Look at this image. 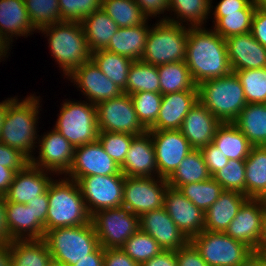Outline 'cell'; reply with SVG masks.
I'll use <instances>...</instances> for the list:
<instances>
[{
	"label": "cell",
	"mask_w": 266,
	"mask_h": 266,
	"mask_svg": "<svg viewBox=\"0 0 266 266\" xmlns=\"http://www.w3.org/2000/svg\"><path fill=\"white\" fill-rule=\"evenodd\" d=\"M185 63L196 85L232 72L225 39L204 26H188Z\"/></svg>",
	"instance_id": "1"
},
{
	"label": "cell",
	"mask_w": 266,
	"mask_h": 266,
	"mask_svg": "<svg viewBox=\"0 0 266 266\" xmlns=\"http://www.w3.org/2000/svg\"><path fill=\"white\" fill-rule=\"evenodd\" d=\"M41 99L34 94L25 99L17 97L7 106L6 115L0 134V141L7 146L16 148L29 159L34 156L38 136L37 120L42 104ZM40 102V103H39ZM40 107V108H39ZM37 130V131H36ZM33 154V155H32Z\"/></svg>",
	"instance_id": "2"
},
{
	"label": "cell",
	"mask_w": 266,
	"mask_h": 266,
	"mask_svg": "<svg viewBox=\"0 0 266 266\" xmlns=\"http://www.w3.org/2000/svg\"><path fill=\"white\" fill-rule=\"evenodd\" d=\"M49 200L48 214L44 235L47 231L58 227H73L91 222L80 188L75 180L55 179L47 188Z\"/></svg>",
	"instance_id": "3"
},
{
	"label": "cell",
	"mask_w": 266,
	"mask_h": 266,
	"mask_svg": "<svg viewBox=\"0 0 266 266\" xmlns=\"http://www.w3.org/2000/svg\"><path fill=\"white\" fill-rule=\"evenodd\" d=\"M48 37L52 58L68 78L78 67L91 59V51L80 22L62 21L38 30Z\"/></svg>",
	"instance_id": "4"
},
{
	"label": "cell",
	"mask_w": 266,
	"mask_h": 266,
	"mask_svg": "<svg viewBox=\"0 0 266 266\" xmlns=\"http://www.w3.org/2000/svg\"><path fill=\"white\" fill-rule=\"evenodd\" d=\"M198 101L221 123H232L247 105L243 86L235 72L197 85Z\"/></svg>",
	"instance_id": "5"
},
{
	"label": "cell",
	"mask_w": 266,
	"mask_h": 266,
	"mask_svg": "<svg viewBox=\"0 0 266 266\" xmlns=\"http://www.w3.org/2000/svg\"><path fill=\"white\" fill-rule=\"evenodd\" d=\"M52 260L74 266L80 259L88 257L99 246L92 222L73 226L58 227L44 235Z\"/></svg>",
	"instance_id": "6"
},
{
	"label": "cell",
	"mask_w": 266,
	"mask_h": 266,
	"mask_svg": "<svg viewBox=\"0 0 266 266\" xmlns=\"http://www.w3.org/2000/svg\"><path fill=\"white\" fill-rule=\"evenodd\" d=\"M188 26L157 20L150 27L141 60L159 66L185 61Z\"/></svg>",
	"instance_id": "7"
},
{
	"label": "cell",
	"mask_w": 266,
	"mask_h": 266,
	"mask_svg": "<svg viewBox=\"0 0 266 266\" xmlns=\"http://www.w3.org/2000/svg\"><path fill=\"white\" fill-rule=\"evenodd\" d=\"M87 102L65 99L53 126L74 147L98 140L97 107Z\"/></svg>",
	"instance_id": "8"
},
{
	"label": "cell",
	"mask_w": 266,
	"mask_h": 266,
	"mask_svg": "<svg viewBox=\"0 0 266 266\" xmlns=\"http://www.w3.org/2000/svg\"><path fill=\"white\" fill-rule=\"evenodd\" d=\"M190 242L209 266H239L254 252L224 232L203 230Z\"/></svg>",
	"instance_id": "9"
},
{
	"label": "cell",
	"mask_w": 266,
	"mask_h": 266,
	"mask_svg": "<svg viewBox=\"0 0 266 266\" xmlns=\"http://www.w3.org/2000/svg\"><path fill=\"white\" fill-rule=\"evenodd\" d=\"M99 244L105 248H121L140 229L139 216L124 206L98 210L91 215Z\"/></svg>",
	"instance_id": "10"
},
{
	"label": "cell",
	"mask_w": 266,
	"mask_h": 266,
	"mask_svg": "<svg viewBox=\"0 0 266 266\" xmlns=\"http://www.w3.org/2000/svg\"><path fill=\"white\" fill-rule=\"evenodd\" d=\"M99 132L142 135L148 130L141 124L134 109L132 98L126 93L96 105Z\"/></svg>",
	"instance_id": "11"
},
{
	"label": "cell",
	"mask_w": 266,
	"mask_h": 266,
	"mask_svg": "<svg viewBox=\"0 0 266 266\" xmlns=\"http://www.w3.org/2000/svg\"><path fill=\"white\" fill-rule=\"evenodd\" d=\"M168 186L167 179L162 177L125 176L122 206L139 217L145 212L160 209Z\"/></svg>",
	"instance_id": "12"
},
{
	"label": "cell",
	"mask_w": 266,
	"mask_h": 266,
	"mask_svg": "<svg viewBox=\"0 0 266 266\" xmlns=\"http://www.w3.org/2000/svg\"><path fill=\"white\" fill-rule=\"evenodd\" d=\"M124 175H92L76 180L90 215L122 206Z\"/></svg>",
	"instance_id": "13"
},
{
	"label": "cell",
	"mask_w": 266,
	"mask_h": 266,
	"mask_svg": "<svg viewBox=\"0 0 266 266\" xmlns=\"http://www.w3.org/2000/svg\"><path fill=\"white\" fill-rule=\"evenodd\" d=\"M37 150L39 155L30 159L33 166L52 172L56 176L65 175L69 171L75 147L57 130L51 129L45 135H39Z\"/></svg>",
	"instance_id": "14"
},
{
	"label": "cell",
	"mask_w": 266,
	"mask_h": 266,
	"mask_svg": "<svg viewBox=\"0 0 266 266\" xmlns=\"http://www.w3.org/2000/svg\"><path fill=\"white\" fill-rule=\"evenodd\" d=\"M153 140L158 177L168 178L193 150L180 130H148Z\"/></svg>",
	"instance_id": "15"
},
{
	"label": "cell",
	"mask_w": 266,
	"mask_h": 266,
	"mask_svg": "<svg viewBox=\"0 0 266 266\" xmlns=\"http://www.w3.org/2000/svg\"><path fill=\"white\" fill-rule=\"evenodd\" d=\"M92 175H123L120 165L105 152L98 140L75 147L72 165L64 176L76 181Z\"/></svg>",
	"instance_id": "16"
},
{
	"label": "cell",
	"mask_w": 266,
	"mask_h": 266,
	"mask_svg": "<svg viewBox=\"0 0 266 266\" xmlns=\"http://www.w3.org/2000/svg\"><path fill=\"white\" fill-rule=\"evenodd\" d=\"M91 104L119 97L123 90L107 78L92 59L83 63L67 78Z\"/></svg>",
	"instance_id": "17"
},
{
	"label": "cell",
	"mask_w": 266,
	"mask_h": 266,
	"mask_svg": "<svg viewBox=\"0 0 266 266\" xmlns=\"http://www.w3.org/2000/svg\"><path fill=\"white\" fill-rule=\"evenodd\" d=\"M265 211L266 203L262 198H248L224 233L255 251L261 237Z\"/></svg>",
	"instance_id": "18"
},
{
	"label": "cell",
	"mask_w": 266,
	"mask_h": 266,
	"mask_svg": "<svg viewBox=\"0 0 266 266\" xmlns=\"http://www.w3.org/2000/svg\"><path fill=\"white\" fill-rule=\"evenodd\" d=\"M163 207L189 240L204 230L205 213L178 189L167 187Z\"/></svg>",
	"instance_id": "19"
},
{
	"label": "cell",
	"mask_w": 266,
	"mask_h": 266,
	"mask_svg": "<svg viewBox=\"0 0 266 266\" xmlns=\"http://www.w3.org/2000/svg\"><path fill=\"white\" fill-rule=\"evenodd\" d=\"M140 229L152 236L163 250L176 251L190 240L178 229L165 208L143 213L139 217Z\"/></svg>",
	"instance_id": "20"
},
{
	"label": "cell",
	"mask_w": 266,
	"mask_h": 266,
	"mask_svg": "<svg viewBox=\"0 0 266 266\" xmlns=\"http://www.w3.org/2000/svg\"><path fill=\"white\" fill-rule=\"evenodd\" d=\"M49 175L55 174L29 163L24 169L15 173L13 181L4 195L6 201L26 204L28 201L34 200L47 191L53 180Z\"/></svg>",
	"instance_id": "21"
},
{
	"label": "cell",
	"mask_w": 266,
	"mask_h": 266,
	"mask_svg": "<svg viewBox=\"0 0 266 266\" xmlns=\"http://www.w3.org/2000/svg\"><path fill=\"white\" fill-rule=\"evenodd\" d=\"M232 71L266 68V47L251 32L225 39Z\"/></svg>",
	"instance_id": "22"
},
{
	"label": "cell",
	"mask_w": 266,
	"mask_h": 266,
	"mask_svg": "<svg viewBox=\"0 0 266 266\" xmlns=\"http://www.w3.org/2000/svg\"><path fill=\"white\" fill-rule=\"evenodd\" d=\"M198 102V91L164 94L156 122L148 130H179L185 116Z\"/></svg>",
	"instance_id": "23"
},
{
	"label": "cell",
	"mask_w": 266,
	"mask_h": 266,
	"mask_svg": "<svg viewBox=\"0 0 266 266\" xmlns=\"http://www.w3.org/2000/svg\"><path fill=\"white\" fill-rule=\"evenodd\" d=\"M120 169L128 177H158L153 140L148 132L132 140Z\"/></svg>",
	"instance_id": "24"
},
{
	"label": "cell",
	"mask_w": 266,
	"mask_h": 266,
	"mask_svg": "<svg viewBox=\"0 0 266 266\" xmlns=\"http://www.w3.org/2000/svg\"><path fill=\"white\" fill-rule=\"evenodd\" d=\"M221 122L199 101L185 116L180 127L181 133L193 149L209 145Z\"/></svg>",
	"instance_id": "25"
},
{
	"label": "cell",
	"mask_w": 266,
	"mask_h": 266,
	"mask_svg": "<svg viewBox=\"0 0 266 266\" xmlns=\"http://www.w3.org/2000/svg\"><path fill=\"white\" fill-rule=\"evenodd\" d=\"M33 27L24 0H0V39L10 48L13 37H28Z\"/></svg>",
	"instance_id": "26"
},
{
	"label": "cell",
	"mask_w": 266,
	"mask_h": 266,
	"mask_svg": "<svg viewBox=\"0 0 266 266\" xmlns=\"http://www.w3.org/2000/svg\"><path fill=\"white\" fill-rule=\"evenodd\" d=\"M247 199L240 192L224 190L218 200L206 210L204 230L225 232Z\"/></svg>",
	"instance_id": "27"
},
{
	"label": "cell",
	"mask_w": 266,
	"mask_h": 266,
	"mask_svg": "<svg viewBox=\"0 0 266 266\" xmlns=\"http://www.w3.org/2000/svg\"><path fill=\"white\" fill-rule=\"evenodd\" d=\"M6 217L13 240L43 239L44 227L26 204L6 201Z\"/></svg>",
	"instance_id": "28"
},
{
	"label": "cell",
	"mask_w": 266,
	"mask_h": 266,
	"mask_svg": "<svg viewBox=\"0 0 266 266\" xmlns=\"http://www.w3.org/2000/svg\"><path fill=\"white\" fill-rule=\"evenodd\" d=\"M149 30L148 20L138 26L118 28L105 49L133 61L141 60Z\"/></svg>",
	"instance_id": "29"
},
{
	"label": "cell",
	"mask_w": 266,
	"mask_h": 266,
	"mask_svg": "<svg viewBox=\"0 0 266 266\" xmlns=\"http://www.w3.org/2000/svg\"><path fill=\"white\" fill-rule=\"evenodd\" d=\"M80 23L91 52L105 49L119 28L102 9L95 10Z\"/></svg>",
	"instance_id": "30"
},
{
	"label": "cell",
	"mask_w": 266,
	"mask_h": 266,
	"mask_svg": "<svg viewBox=\"0 0 266 266\" xmlns=\"http://www.w3.org/2000/svg\"><path fill=\"white\" fill-rule=\"evenodd\" d=\"M232 123L252 146H266V104H247Z\"/></svg>",
	"instance_id": "31"
},
{
	"label": "cell",
	"mask_w": 266,
	"mask_h": 266,
	"mask_svg": "<svg viewBox=\"0 0 266 266\" xmlns=\"http://www.w3.org/2000/svg\"><path fill=\"white\" fill-rule=\"evenodd\" d=\"M9 246L11 266H48L52 261L44 239L13 240Z\"/></svg>",
	"instance_id": "32"
},
{
	"label": "cell",
	"mask_w": 266,
	"mask_h": 266,
	"mask_svg": "<svg viewBox=\"0 0 266 266\" xmlns=\"http://www.w3.org/2000/svg\"><path fill=\"white\" fill-rule=\"evenodd\" d=\"M246 197L266 195V146H252L245 159Z\"/></svg>",
	"instance_id": "33"
},
{
	"label": "cell",
	"mask_w": 266,
	"mask_h": 266,
	"mask_svg": "<svg viewBox=\"0 0 266 266\" xmlns=\"http://www.w3.org/2000/svg\"><path fill=\"white\" fill-rule=\"evenodd\" d=\"M170 11L171 13L172 11L174 12V17H168L167 15L165 17L163 15V18L161 17L160 19L171 23L188 25L189 27L204 26L203 24L207 22L206 20L211 13V0H170Z\"/></svg>",
	"instance_id": "34"
},
{
	"label": "cell",
	"mask_w": 266,
	"mask_h": 266,
	"mask_svg": "<svg viewBox=\"0 0 266 266\" xmlns=\"http://www.w3.org/2000/svg\"><path fill=\"white\" fill-rule=\"evenodd\" d=\"M212 143L228 158L245 160L252 145L233 123H221Z\"/></svg>",
	"instance_id": "35"
},
{
	"label": "cell",
	"mask_w": 266,
	"mask_h": 266,
	"mask_svg": "<svg viewBox=\"0 0 266 266\" xmlns=\"http://www.w3.org/2000/svg\"><path fill=\"white\" fill-rule=\"evenodd\" d=\"M211 177L200 149H193L167 178V183L169 187L179 189L183 185L201 182Z\"/></svg>",
	"instance_id": "36"
},
{
	"label": "cell",
	"mask_w": 266,
	"mask_h": 266,
	"mask_svg": "<svg viewBox=\"0 0 266 266\" xmlns=\"http://www.w3.org/2000/svg\"><path fill=\"white\" fill-rule=\"evenodd\" d=\"M157 70L162 95L180 91H198L185 61L159 65Z\"/></svg>",
	"instance_id": "37"
},
{
	"label": "cell",
	"mask_w": 266,
	"mask_h": 266,
	"mask_svg": "<svg viewBox=\"0 0 266 266\" xmlns=\"http://www.w3.org/2000/svg\"><path fill=\"white\" fill-rule=\"evenodd\" d=\"M91 59L120 89L124 90L127 85L128 71L133 60L106 49L91 52Z\"/></svg>",
	"instance_id": "38"
},
{
	"label": "cell",
	"mask_w": 266,
	"mask_h": 266,
	"mask_svg": "<svg viewBox=\"0 0 266 266\" xmlns=\"http://www.w3.org/2000/svg\"><path fill=\"white\" fill-rule=\"evenodd\" d=\"M141 91L160 93V80L157 66L135 60L129 68L127 85L123 93L131 95Z\"/></svg>",
	"instance_id": "39"
},
{
	"label": "cell",
	"mask_w": 266,
	"mask_h": 266,
	"mask_svg": "<svg viewBox=\"0 0 266 266\" xmlns=\"http://www.w3.org/2000/svg\"><path fill=\"white\" fill-rule=\"evenodd\" d=\"M101 9L119 28L138 26L149 20L135 0H102Z\"/></svg>",
	"instance_id": "40"
},
{
	"label": "cell",
	"mask_w": 266,
	"mask_h": 266,
	"mask_svg": "<svg viewBox=\"0 0 266 266\" xmlns=\"http://www.w3.org/2000/svg\"><path fill=\"white\" fill-rule=\"evenodd\" d=\"M178 190L204 213L224 191L222 186L212 177L201 182L183 185Z\"/></svg>",
	"instance_id": "41"
},
{
	"label": "cell",
	"mask_w": 266,
	"mask_h": 266,
	"mask_svg": "<svg viewBox=\"0 0 266 266\" xmlns=\"http://www.w3.org/2000/svg\"><path fill=\"white\" fill-rule=\"evenodd\" d=\"M255 10H239L224 13V17H213V30L223 39L230 36L251 32L252 18Z\"/></svg>",
	"instance_id": "42"
},
{
	"label": "cell",
	"mask_w": 266,
	"mask_h": 266,
	"mask_svg": "<svg viewBox=\"0 0 266 266\" xmlns=\"http://www.w3.org/2000/svg\"><path fill=\"white\" fill-rule=\"evenodd\" d=\"M232 72L241 81L247 104H266V68Z\"/></svg>",
	"instance_id": "43"
},
{
	"label": "cell",
	"mask_w": 266,
	"mask_h": 266,
	"mask_svg": "<svg viewBox=\"0 0 266 266\" xmlns=\"http://www.w3.org/2000/svg\"><path fill=\"white\" fill-rule=\"evenodd\" d=\"M121 249L140 265L163 251L157 241L141 229L137 230Z\"/></svg>",
	"instance_id": "44"
},
{
	"label": "cell",
	"mask_w": 266,
	"mask_h": 266,
	"mask_svg": "<svg viewBox=\"0 0 266 266\" xmlns=\"http://www.w3.org/2000/svg\"><path fill=\"white\" fill-rule=\"evenodd\" d=\"M33 27L39 29L61 22L59 0H24Z\"/></svg>",
	"instance_id": "45"
},
{
	"label": "cell",
	"mask_w": 266,
	"mask_h": 266,
	"mask_svg": "<svg viewBox=\"0 0 266 266\" xmlns=\"http://www.w3.org/2000/svg\"><path fill=\"white\" fill-rule=\"evenodd\" d=\"M130 96L139 121L148 130L157 120L163 95L141 91Z\"/></svg>",
	"instance_id": "46"
},
{
	"label": "cell",
	"mask_w": 266,
	"mask_h": 266,
	"mask_svg": "<svg viewBox=\"0 0 266 266\" xmlns=\"http://www.w3.org/2000/svg\"><path fill=\"white\" fill-rule=\"evenodd\" d=\"M212 178L224 190L240 192L246 196L245 160L229 159L227 165L217 171Z\"/></svg>",
	"instance_id": "47"
},
{
	"label": "cell",
	"mask_w": 266,
	"mask_h": 266,
	"mask_svg": "<svg viewBox=\"0 0 266 266\" xmlns=\"http://www.w3.org/2000/svg\"><path fill=\"white\" fill-rule=\"evenodd\" d=\"M135 137L128 133L99 132L98 141L105 152L121 166Z\"/></svg>",
	"instance_id": "48"
},
{
	"label": "cell",
	"mask_w": 266,
	"mask_h": 266,
	"mask_svg": "<svg viewBox=\"0 0 266 266\" xmlns=\"http://www.w3.org/2000/svg\"><path fill=\"white\" fill-rule=\"evenodd\" d=\"M102 0H59L61 22H81L83 18L101 9Z\"/></svg>",
	"instance_id": "49"
},
{
	"label": "cell",
	"mask_w": 266,
	"mask_h": 266,
	"mask_svg": "<svg viewBox=\"0 0 266 266\" xmlns=\"http://www.w3.org/2000/svg\"><path fill=\"white\" fill-rule=\"evenodd\" d=\"M29 163L30 159L20 150L7 146L0 141V165L17 172L24 169Z\"/></svg>",
	"instance_id": "50"
},
{
	"label": "cell",
	"mask_w": 266,
	"mask_h": 266,
	"mask_svg": "<svg viewBox=\"0 0 266 266\" xmlns=\"http://www.w3.org/2000/svg\"><path fill=\"white\" fill-rule=\"evenodd\" d=\"M200 151L211 176L224 168L228 163L229 159L212 142L201 148Z\"/></svg>",
	"instance_id": "51"
},
{
	"label": "cell",
	"mask_w": 266,
	"mask_h": 266,
	"mask_svg": "<svg viewBox=\"0 0 266 266\" xmlns=\"http://www.w3.org/2000/svg\"><path fill=\"white\" fill-rule=\"evenodd\" d=\"M213 1L211 0V8ZM211 9L214 17H224V13L238 12L239 10H256L255 0H220L214 7V11Z\"/></svg>",
	"instance_id": "52"
},
{
	"label": "cell",
	"mask_w": 266,
	"mask_h": 266,
	"mask_svg": "<svg viewBox=\"0 0 266 266\" xmlns=\"http://www.w3.org/2000/svg\"><path fill=\"white\" fill-rule=\"evenodd\" d=\"M175 254L178 266H209L190 241L185 246L176 250Z\"/></svg>",
	"instance_id": "53"
},
{
	"label": "cell",
	"mask_w": 266,
	"mask_h": 266,
	"mask_svg": "<svg viewBox=\"0 0 266 266\" xmlns=\"http://www.w3.org/2000/svg\"><path fill=\"white\" fill-rule=\"evenodd\" d=\"M104 266H140L121 248H105Z\"/></svg>",
	"instance_id": "54"
},
{
	"label": "cell",
	"mask_w": 266,
	"mask_h": 266,
	"mask_svg": "<svg viewBox=\"0 0 266 266\" xmlns=\"http://www.w3.org/2000/svg\"><path fill=\"white\" fill-rule=\"evenodd\" d=\"M135 2L148 19L152 16V18L160 17L161 14H164V12H169L170 0H135Z\"/></svg>",
	"instance_id": "55"
},
{
	"label": "cell",
	"mask_w": 266,
	"mask_h": 266,
	"mask_svg": "<svg viewBox=\"0 0 266 266\" xmlns=\"http://www.w3.org/2000/svg\"><path fill=\"white\" fill-rule=\"evenodd\" d=\"M251 34L262 46L266 47V12L260 9L255 10L252 25Z\"/></svg>",
	"instance_id": "56"
},
{
	"label": "cell",
	"mask_w": 266,
	"mask_h": 266,
	"mask_svg": "<svg viewBox=\"0 0 266 266\" xmlns=\"http://www.w3.org/2000/svg\"><path fill=\"white\" fill-rule=\"evenodd\" d=\"M26 205L29 206V208H31L34 212V219H36L43 227H45L49 207L47 191L34 200L28 201Z\"/></svg>",
	"instance_id": "57"
},
{
	"label": "cell",
	"mask_w": 266,
	"mask_h": 266,
	"mask_svg": "<svg viewBox=\"0 0 266 266\" xmlns=\"http://www.w3.org/2000/svg\"><path fill=\"white\" fill-rule=\"evenodd\" d=\"M140 266H178L175 251L163 250Z\"/></svg>",
	"instance_id": "58"
},
{
	"label": "cell",
	"mask_w": 266,
	"mask_h": 266,
	"mask_svg": "<svg viewBox=\"0 0 266 266\" xmlns=\"http://www.w3.org/2000/svg\"><path fill=\"white\" fill-rule=\"evenodd\" d=\"M12 241L6 217V198L0 195V245H9Z\"/></svg>",
	"instance_id": "59"
},
{
	"label": "cell",
	"mask_w": 266,
	"mask_h": 266,
	"mask_svg": "<svg viewBox=\"0 0 266 266\" xmlns=\"http://www.w3.org/2000/svg\"><path fill=\"white\" fill-rule=\"evenodd\" d=\"M104 251L105 249L100 245L93 253L80 259L74 266H104Z\"/></svg>",
	"instance_id": "60"
},
{
	"label": "cell",
	"mask_w": 266,
	"mask_h": 266,
	"mask_svg": "<svg viewBox=\"0 0 266 266\" xmlns=\"http://www.w3.org/2000/svg\"><path fill=\"white\" fill-rule=\"evenodd\" d=\"M15 171L0 165V195H5L13 181Z\"/></svg>",
	"instance_id": "61"
},
{
	"label": "cell",
	"mask_w": 266,
	"mask_h": 266,
	"mask_svg": "<svg viewBox=\"0 0 266 266\" xmlns=\"http://www.w3.org/2000/svg\"><path fill=\"white\" fill-rule=\"evenodd\" d=\"M254 253L264 256L266 258V211L263 216L262 221V232L259 242L257 244V248Z\"/></svg>",
	"instance_id": "62"
},
{
	"label": "cell",
	"mask_w": 266,
	"mask_h": 266,
	"mask_svg": "<svg viewBox=\"0 0 266 266\" xmlns=\"http://www.w3.org/2000/svg\"><path fill=\"white\" fill-rule=\"evenodd\" d=\"M239 266H266V258L253 252L252 255Z\"/></svg>",
	"instance_id": "63"
},
{
	"label": "cell",
	"mask_w": 266,
	"mask_h": 266,
	"mask_svg": "<svg viewBox=\"0 0 266 266\" xmlns=\"http://www.w3.org/2000/svg\"><path fill=\"white\" fill-rule=\"evenodd\" d=\"M0 266H11V253L9 245H0Z\"/></svg>",
	"instance_id": "64"
},
{
	"label": "cell",
	"mask_w": 266,
	"mask_h": 266,
	"mask_svg": "<svg viewBox=\"0 0 266 266\" xmlns=\"http://www.w3.org/2000/svg\"><path fill=\"white\" fill-rule=\"evenodd\" d=\"M15 98H16V96L15 97H10V98H7L6 100L0 102V134H1V129H2V126H3L4 118H5V115H6L7 106Z\"/></svg>",
	"instance_id": "65"
},
{
	"label": "cell",
	"mask_w": 266,
	"mask_h": 266,
	"mask_svg": "<svg viewBox=\"0 0 266 266\" xmlns=\"http://www.w3.org/2000/svg\"><path fill=\"white\" fill-rule=\"evenodd\" d=\"M10 49L4 44V42L0 39V62L2 59L6 60L5 57L8 58L7 53ZM4 57V58H3Z\"/></svg>",
	"instance_id": "66"
},
{
	"label": "cell",
	"mask_w": 266,
	"mask_h": 266,
	"mask_svg": "<svg viewBox=\"0 0 266 266\" xmlns=\"http://www.w3.org/2000/svg\"><path fill=\"white\" fill-rule=\"evenodd\" d=\"M256 8L266 12V0H255Z\"/></svg>",
	"instance_id": "67"
},
{
	"label": "cell",
	"mask_w": 266,
	"mask_h": 266,
	"mask_svg": "<svg viewBox=\"0 0 266 266\" xmlns=\"http://www.w3.org/2000/svg\"><path fill=\"white\" fill-rule=\"evenodd\" d=\"M48 266H68L66 264H63V263H59V262H56L54 260H52Z\"/></svg>",
	"instance_id": "68"
},
{
	"label": "cell",
	"mask_w": 266,
	"mask_h": 266,
	"mask_svg": "<svg viewBox=\"0 0 266 266\" xmlns=\"http://www.w3.org/2000/svg\"><path fill=\"white\" fill-rule=\"evenodd\" d=\"M262 200L266 203V195L262 198Z\"/></svg>",
	"instance_id": "69"
}]
</instances>
